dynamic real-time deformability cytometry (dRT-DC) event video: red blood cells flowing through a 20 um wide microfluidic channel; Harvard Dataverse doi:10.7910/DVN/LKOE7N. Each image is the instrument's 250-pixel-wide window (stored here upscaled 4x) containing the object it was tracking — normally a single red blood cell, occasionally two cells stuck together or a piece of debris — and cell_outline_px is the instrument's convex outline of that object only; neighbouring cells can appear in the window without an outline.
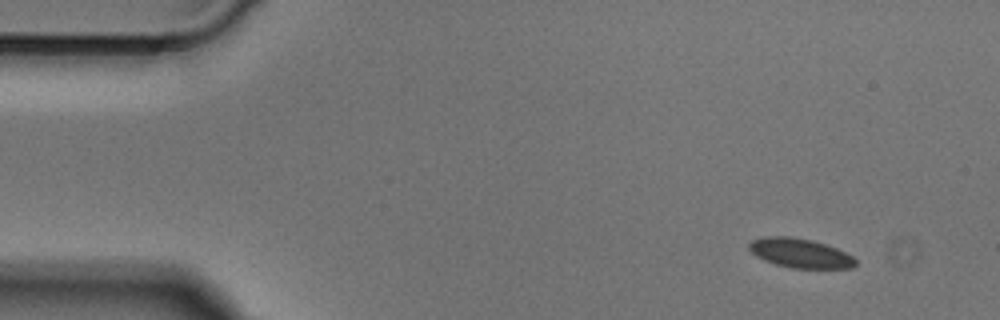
{"species": "Egyptian fruit bat (a non-hibernating species)", "species_latin": "Rousettus aegyptiacus", "temperature_condition": "cold", "stored_images_in_passage": 46, "camera_frame_rate_fps": 3000, "um_per_image_px": 0.085, "animal": {"sex": "male"}, "frame": {"image": 1, "passage_image": 1, "time_ms": 0.0, "image_size_px": [1000, 320], "cell_outline_px": [[856, 264], [852, 268], [792, 268], [776, 264], [764, 260], [756, 256], [748, 248], [748, 244], [752, 240], [764, 236], [792, 236], [812, 240], [836, 248], [852, 256], [856, 260]], "centroid_in_image_um": [67.98, 21.51], "position_along_channel_um": 17.0, "area_um2": 18.15}}
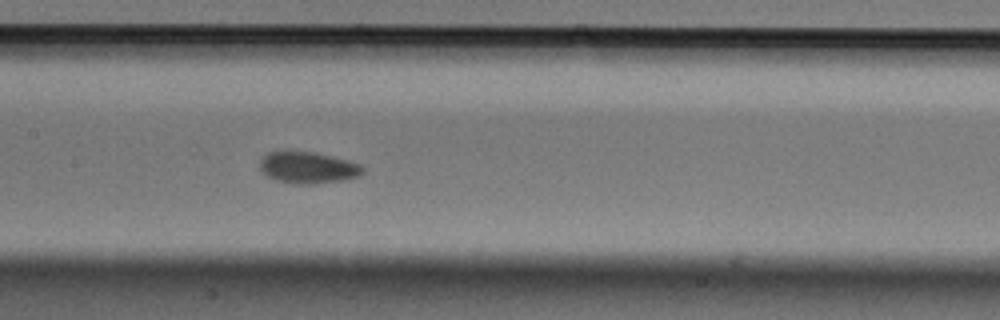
{"frame": {"image": 2, "passage_image": 20, "time_ms": 6.333, "image_size_px": [1000, 320], "cell_outline_px": [[364, 172], [360, 176], [344, 180], [316, 184], [292, 184], [276, 180], [268, 176], [260, 168], [260, 160], [268, 152], [288, 148], [312, 152], [332, 156], [360, 164], [364, 168]], "centroid_in_image_um": [26.16, 14.22], "position_along_channel_um": 181.2, "area_um2": 19.48}}
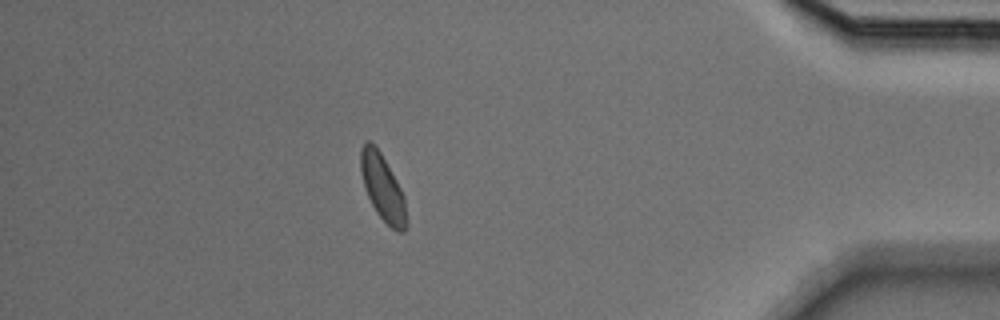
{"frame": {"image": 3, "passage_image": 40, "time_ms": 13.0, "image_size_px": [1000, 320], "cell_outline_px": [[408, 224], [404, 232], [396, 232], [376, 212], [364, 188], [360, 172], [360, 148], [368, 140], [380, 152], [396, 180], [404, 196], [408, 220]], "centroid_in_image_um": [32.53, 15.99], "position_along_channel_um": 402.7, "area_um2": 17.57}}